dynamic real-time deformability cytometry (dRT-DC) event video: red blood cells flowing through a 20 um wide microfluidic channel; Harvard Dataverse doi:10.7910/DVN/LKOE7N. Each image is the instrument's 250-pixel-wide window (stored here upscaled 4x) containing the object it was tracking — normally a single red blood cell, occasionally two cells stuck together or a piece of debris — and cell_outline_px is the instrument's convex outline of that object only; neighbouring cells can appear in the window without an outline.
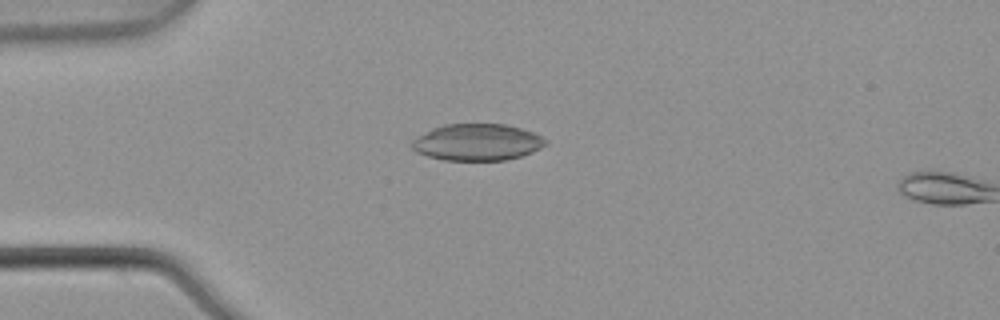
{"species": "common noctule bat (a hibernating species)", "species_latin": "Nyctalus noctula", "temperature_condition": "warm", "stored_images_in_passage": 5, "camera_frame_rate_fps": 3000, "um_per_image_px": 0.085, "animal": {"sex": "male", "body_mass_g": 21.5, "forearm_length_mm": 52.0}, "frame": {"image": 1, "passage_image": 4, "time_ms": 1.0, "image_size_px": [1000, 320], "cell_outline_px": [[548, 144], [532, 152], [520, 156], [504, 160], [444, 160], [428, 156], [416, 152], [412, 148], [412, 140], [432, 128], [444, 124], [504, 124], [520, 128], [532, 132], [548, 140]], "centroid_in_image_um": [40.56, 12.09], "position_along_channel_um": 44.4, "area_um2": 28.44}}